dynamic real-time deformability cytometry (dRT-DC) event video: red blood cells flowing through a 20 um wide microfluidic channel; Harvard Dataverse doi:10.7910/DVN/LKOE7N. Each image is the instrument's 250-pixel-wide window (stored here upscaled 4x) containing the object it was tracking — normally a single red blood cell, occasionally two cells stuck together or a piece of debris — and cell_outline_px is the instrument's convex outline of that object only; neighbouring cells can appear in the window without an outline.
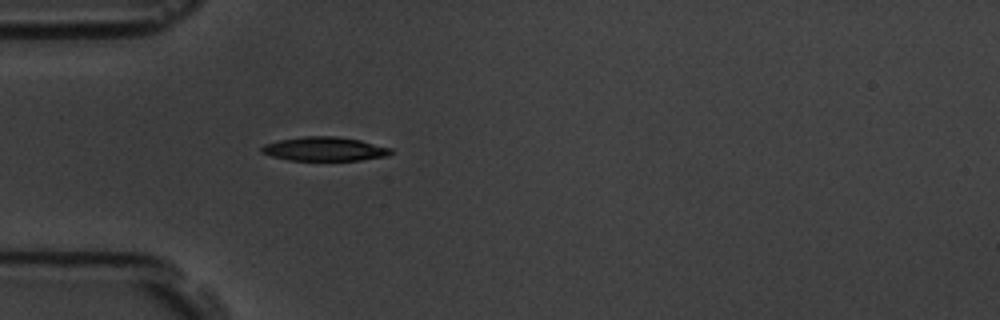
{"species": "common noctule bat (a hibernating species)", "species_latin": "Nyctalus noctula", "temperature_condition": "room temperature", "stored_images_in_passage": 1, "camera_frame_rate_fps": 3000, "um_per_image_px": 0.085, "animal": {"sex": "male", "body_mass_g": 19.5, "forearm_length_mm": 54.6}, "frame": {"image": 1, "passage_image": 1, "time_ms": 0.0, "image_size_px": [1000, 320], "cell_outline_px": [[392, 152], [388, 156], [360, 160], [288, 160], [272, 156], [260, 152], [260, 148], [264, 144], [280, 140], [304, 136], [336, 136], [360, 140], [392, 148]], "centroid_in_image_um": [27.59, 12.66], "position_along_channel_um": 57.4, "area_um2": 18.03}}